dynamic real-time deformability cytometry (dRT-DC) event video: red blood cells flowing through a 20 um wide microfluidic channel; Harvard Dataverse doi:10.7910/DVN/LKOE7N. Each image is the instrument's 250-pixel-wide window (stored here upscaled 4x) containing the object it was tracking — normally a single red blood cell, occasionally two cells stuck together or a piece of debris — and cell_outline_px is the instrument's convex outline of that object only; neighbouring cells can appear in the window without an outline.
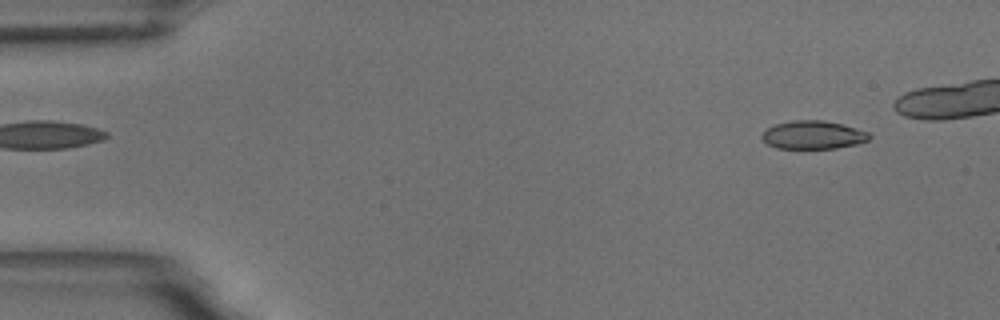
{"species": "common noctule bat (a hibernating species)", "species_latin": "Nyctalus noctula", "temperature_condition": "room temperature", "stored_images_in_passage": 44, "camera_frame_rate_fps": 3000, "um_per_image_px": 0.085, "animal": {"sex": "male", "body_mass_g": 18.8}, "frame": {"image": 1, "passage_image": 4, "time_ms": 1.0, "image_size_px": [1000, 320], "cell_outline_px": [[872, 136], [868, 140], [856, 144], [836, 148], [776, 148], [764, 144], [760, 136], [768, 128], [776, 124], [792, 120], [824, 120], [840, 124], [868, 132]], "centroid_in_image_um": [69.07, 11.47], "position_along_channel_um": 15.9, "area_um2": 17.63}}
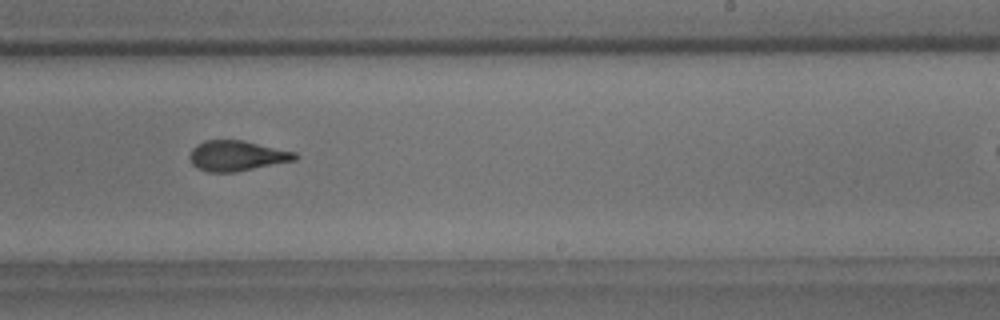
{"frame": {"image": 2, "passage_image": 33, "time_ms": 10.667, "image_size_px": [1000, 320], "cell_outline_px": [[300, 156], [296, 160], [236, 172], [208, 172], [196, 168], [192, 164], [188, 156], [192, 148], [196, 144], [204, 140], [244, 140], [296, 152]], "centroid_in_image_um": [20.12, 13.24], "position_along_channel_um": 268.9, "area_um2": 18.9}}
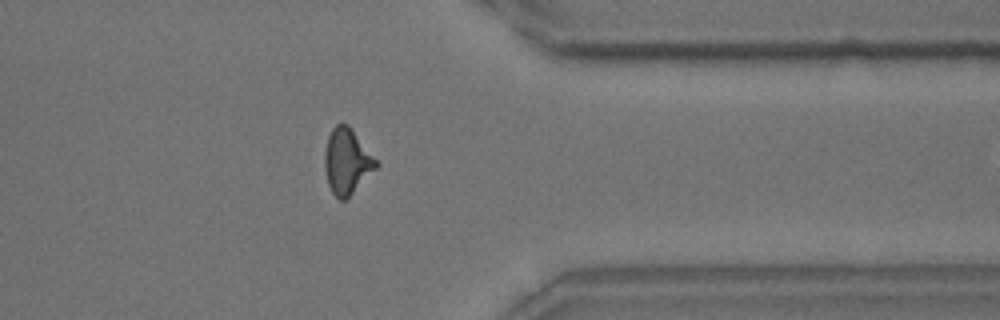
{"frame": {"image": 3, "passage_image": 43, "time_ms": 14.0, "image_size_px": [1000, 320], "cell_outline_px": [[380, 164], [344, 200], [340, 200], [332, 192], [328, 184], [324, 168], [324, 152], [328, 136], [332, 128], [336, 124], [348, 124]], "centroid_in_image_um": [29.46, 13.69], "position_along_channel_um": 381.9, "area_um2": 19.31}}